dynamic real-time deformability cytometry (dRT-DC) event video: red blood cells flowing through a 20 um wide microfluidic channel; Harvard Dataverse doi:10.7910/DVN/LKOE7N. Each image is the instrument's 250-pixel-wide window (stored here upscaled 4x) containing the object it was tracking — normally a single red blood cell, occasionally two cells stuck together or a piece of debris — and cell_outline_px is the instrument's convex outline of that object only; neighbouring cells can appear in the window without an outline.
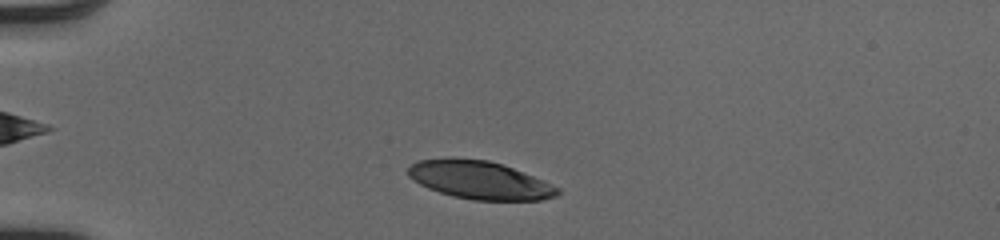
{"species": "human", "species_latin": "Homo sapiens", "temperature_condition": "cold", "stored_images_in_passage": 42, "camera_frame_rate_fps": 3000, "um_per_image_px": 0.085, "donor": {"sex": "male"}, "frame": {"image": 1, "passage_image": 5, "time_ms": 1.333, "image_size_px": [1000, 240], "cell_outline_px": [[560, 192], [556, 196], [540, 200], [472, 200], [452, 196], [428, 188], [420, 184], [408, 176], [408, 168], [412, 164], [420, 160], [448, 156], [452, 156], [488, 160], [512, 168], [544, 180], [560, 188]], "centroid_in_image_um": [40.75, 15.29], "position_along_channel_um": 44.2, "area_um2": 33.35}}
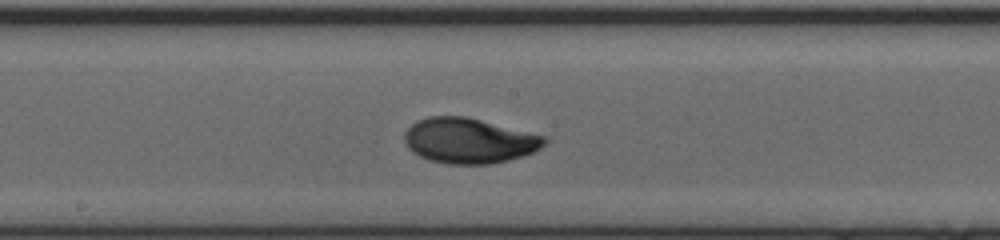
{"frame": {"image": 2, "passage_image": 20, "time_ms": 6.333, "image_size_px": [1000, 240], "cell_outline_px": [[548, 140], [540, 148], [532, 152], [508, 160], [492, 164], [448, 164], [428, 160], [412, 152], [408, 148], [404, 140], [404, 132], [416, 120], [428, 116], [464, 116], [548, 136]], "centroid_in_image_um": [39.85, 11.95], "position_along_channel_um": 208.3, "area_um2": 37.05}}
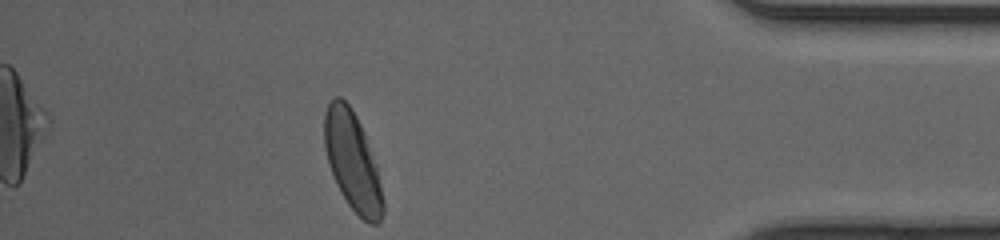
{"frame": {"image": 3, "passage_image": 37, "time_ms": 12.0, "image_size_px": [1000, 240], "cell_outline_px": [[384, 212], [380, 220], [376, 224], [368, 224], [348, 204], [340, 192], [336, 184], [328, 164], [324, 148], [324, 116], [328, 104], [336, 96], [340, 96], [352, 108], [364, 132], [376, 164], [384, 200]], "centroid_in_image_um": [29.96, 13.72], "position_along_channel_um": 405.2, "area_um2": 33.64}, "authors_computed_cell_mechanics": {"area_um2": 35.2002, "velocity_mm_per_s": 4.0863, "shape_relaxation_time_tau1_ms": 2.7631, "shape_relaxation_time_tau2_ms": null, "deformation_change_tau1": 0.1683, "deformation_change_tau2": null}}